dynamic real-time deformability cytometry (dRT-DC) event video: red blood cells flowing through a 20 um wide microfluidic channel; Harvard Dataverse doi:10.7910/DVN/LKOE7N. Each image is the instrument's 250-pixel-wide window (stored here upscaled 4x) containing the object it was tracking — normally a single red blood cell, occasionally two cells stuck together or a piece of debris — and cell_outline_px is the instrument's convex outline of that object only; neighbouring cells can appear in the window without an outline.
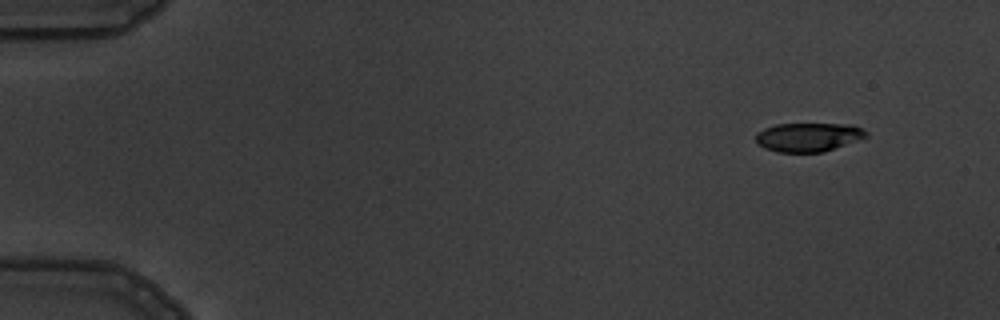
{"species": "common noctule bat (a hibernating species)", "species_latin": "Nyctalus noctula", "temperature_condition": "warm", "stored_images_in_passage": 5, "camera_frame_rate_fps": 3000, "um_per_image_px": 0.085, "animal": {"sex": "male", "body_mass_g": 19.5, "forearm_length_mm": 54.6}, "frame": {"image": 1, "passage_image": 1, "time_ms": 0.0, "image_size_px": [1000, 320], "cell_outline_px": [[868, 136], [824, 152], [776, 152], [764, 148], [756, 144], [756, 132], [764, 128], [776, 124], [852, 124], [868, 132]], "centroid_in_image_um": [68.67, 11.65], "position_along_channel_um": 16.3, "area_um2": 18.61}}
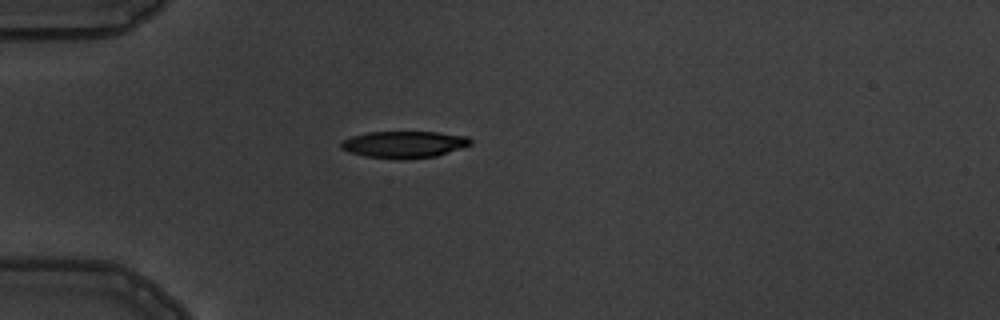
{"frame": {"image": 2, "passage_image": 4, "time_ms": 3.667, "image_size_px": [1000, 320], "cell_outline_px": [[472, 144], [436, 156], [364, 156], [348, 152], [340, 148], [340, 144], [344, 140], [352, 136], [368, 132], [436, 132], [468, 136], [472, 140]], "centroid_in_image_um": [34.35, 12.22], "position_along_channel_um": 50.6, "area_um2": 19.25}}